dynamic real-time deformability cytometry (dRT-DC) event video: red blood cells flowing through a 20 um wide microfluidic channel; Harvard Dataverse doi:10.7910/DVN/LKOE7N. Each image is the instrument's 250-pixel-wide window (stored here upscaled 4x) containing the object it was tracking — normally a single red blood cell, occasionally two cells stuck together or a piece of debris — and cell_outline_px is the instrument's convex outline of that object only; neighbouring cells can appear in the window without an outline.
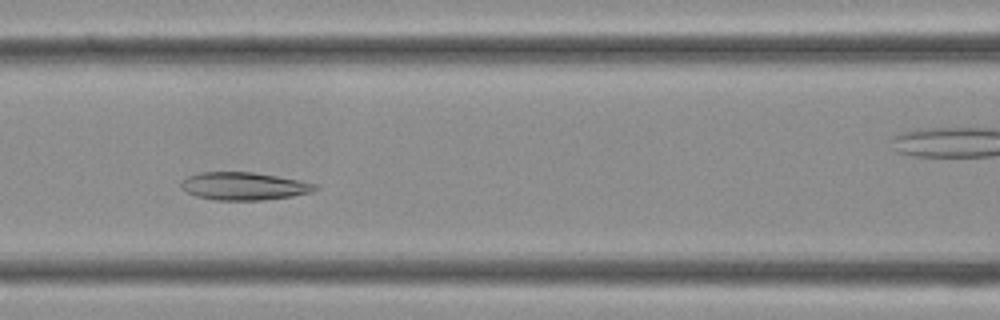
{"species": "Egyptian fruit bat (a non-hibernating species)", "species_latin": "Rousettus aegyptiacus", "temperature_condition": "cold", "stored_images_in_passage": 35, "camera_frame_rate_fps": 3000, "um_per_image_px": 0.085, "frame": {"image": 1, "passage_image": 13, "time_ms": 4.0, "image_size_px": [1000, 320], "cell_outline_px": [[320, 188], [312, 192], [292, 196], [264, 200], [216, 200], [196, 196], [180, 188], [180, 180], [188, 176], [200, 172], [252, 172], [300, 180], [316, 184]], "centroid_in_image_um": [20.72, 15.82], "position_along_channel_um": 145.9, "area_um2": 21.79}}
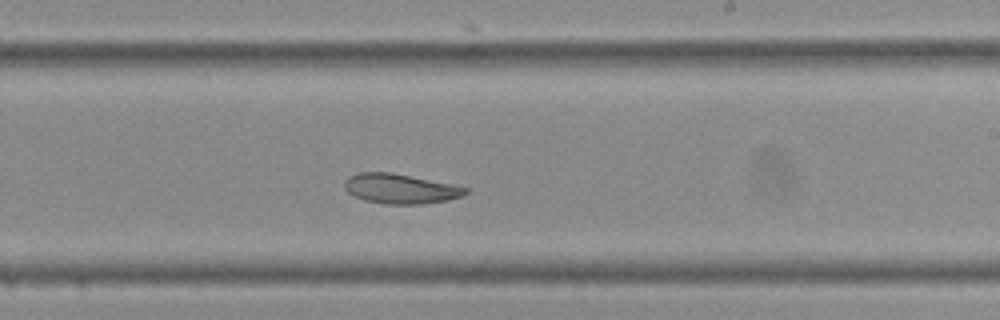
{"frame": {"image": 2, "passage_image": 19, "time_ms": 6.0, "image_size_px": [1000, 320], "cell_outline_px": [[468, 192], [460, 196], [448, 200], [420, 204], [388, 204], [364, 200], [348, 192], [344, 188], [344, 180], [348, 176], [360, 172], [392, 172], [452, 184], [468, 188]], "centroid_in_image_um": [34.0, 16.03], "position_along_channel_um": 255.0, "area_um2": 20.92}}
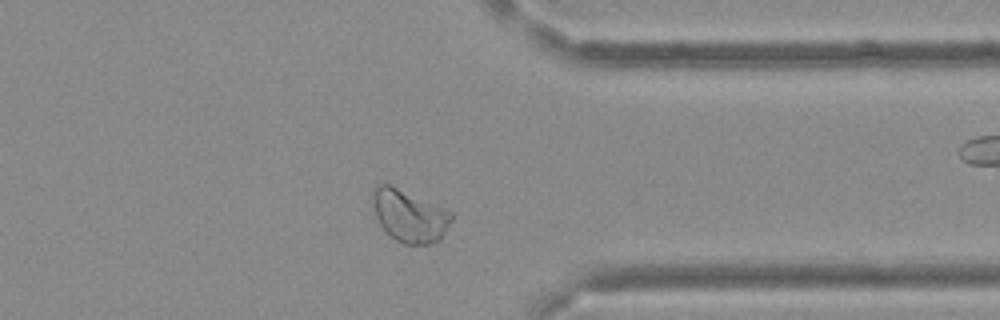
{"frame": {"image": 3, "passage_image": 26, "time_ms": 8.333, "image_size_px": [1000, 320], "cell_outline_px": [[452, 220], [440, 240], [428, 244], [404, 244], [396, 240], [380, 224], [376, 216], [372, 200], [372, 192], [380, 184], [388, 184], [452, 212]], "centroid_in_image_um": [34.81, 18.37], "position_along_channel_um": 376.6, "area_um2": 23.35}}